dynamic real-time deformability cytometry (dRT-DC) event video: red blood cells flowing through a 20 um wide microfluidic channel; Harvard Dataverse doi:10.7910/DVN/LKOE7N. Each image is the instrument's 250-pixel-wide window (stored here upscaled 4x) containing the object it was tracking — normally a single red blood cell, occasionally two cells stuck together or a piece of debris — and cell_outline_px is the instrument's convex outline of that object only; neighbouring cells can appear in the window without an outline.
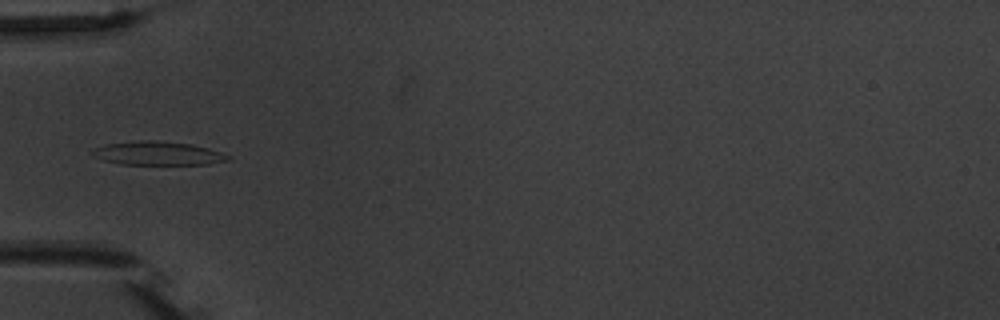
{"species": "common noctule bat (a hibernating species)", "species_latin": "Nyctalus noctula", "temperature_condition": "warm", "stored_images_in_passage": 7, "camera_frame_rate_fps": 3000, "um_per_image_px": 0.085, "animal": {"sex": "male", "body_mass_g": 20.1, "forearm_length_mm": 53.5}, "frame": {"image": 1, "passage_image": 5, "time_ms": 4.667, "image_size_px": [1000, 320], "cell_outline_px": [[232, 156], [228, 160], [208, 164], [120, 164], [104, 160], [92, 156], [88, 152], [104, 144], [140, 140], [156, 140], [192, 144], [208, 148]], "centroid_in_image_um": [13.38, 13.02], "position_along_channel_um": 71.6, "area_um2": 18.73}}
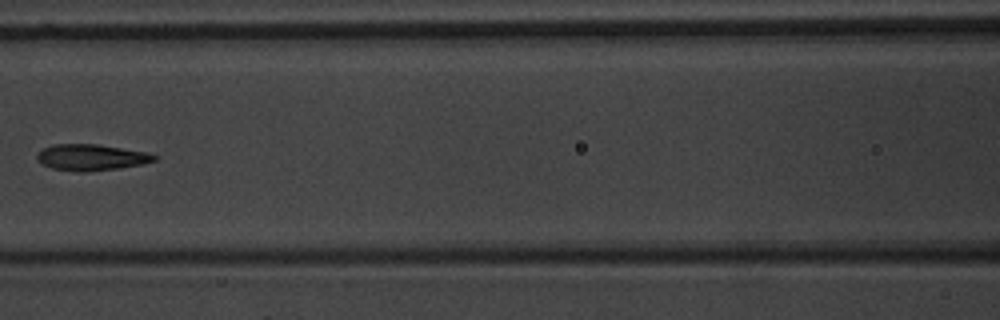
{"frame": {"image": 2, "passage_image": 7, "time_ms": 7.0, "image_size_px": [1000, 320], "cell_outline_px": [[160, 156], [156, 160], [144, 164], [120, 168], [88, 172], [76, 172], [52, 168], [44, 164], [36, 156], [40, 148], [52, 144], [96, 144], [148, 152]], "centroid_in_image_um": [7.79, 13.37], "position_along_channel_um": 158.8, "area_um2": 18.15}}